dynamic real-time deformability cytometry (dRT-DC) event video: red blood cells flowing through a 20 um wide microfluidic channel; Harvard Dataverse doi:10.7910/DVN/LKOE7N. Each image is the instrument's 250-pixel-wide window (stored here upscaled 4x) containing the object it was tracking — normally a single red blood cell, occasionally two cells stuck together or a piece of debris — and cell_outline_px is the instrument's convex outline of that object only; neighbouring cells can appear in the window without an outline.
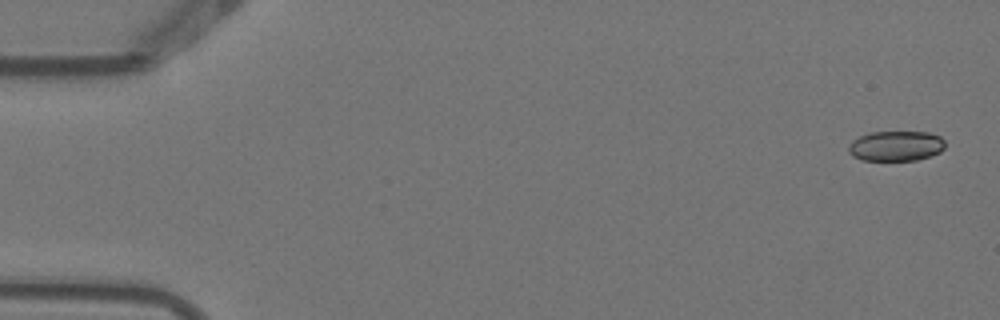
{"species": "Egyptian fruit bat (a non-hibernating species)", "species_latin": "Rousettus aegyptiacus", "temperature_condition": "warm", "stored_images_in_passage": 6, "camera_frame_rate_fps": 3000, "um_per_image_px": 0.085, "animal": {"sex": "female"}, "frame": {"image": 1, "passage_image": 1, "time_ms": 0.0, "image_size_px": [1000, 320], "cell_outline_px": [[944, 148], [940, 152], [916, 160], [860, 160], [852, 156], [848, 152], [848, 144], [852, 140], [868, 132], [928, 132], [940, 136], [944, 140]], "centroid_in_image_um": [76.11, 12.4], "position_along_channel_um": 8.9, "area_um2": 17.05}}
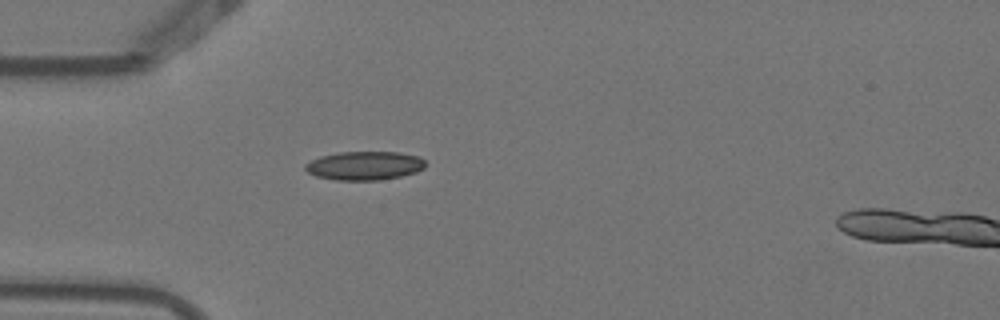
{"frame": {"image": 2, "passage_image": 5, "time_ms": 1.333, "image_size_px": [1000, 320], "cell_outline_px": [[428, 164], [424, 168], [416, 172], [400, 176], [380, 180], [336, 180], [316, 176], [308, 172], [304, 168], [304, 164], [320, 156], [340, 152], [400, 152], [420, 156]], "centroid_in_image_um": [31.01, 14.07], "position_along_channel_um": 54.0, "area_um2": 20.23}}